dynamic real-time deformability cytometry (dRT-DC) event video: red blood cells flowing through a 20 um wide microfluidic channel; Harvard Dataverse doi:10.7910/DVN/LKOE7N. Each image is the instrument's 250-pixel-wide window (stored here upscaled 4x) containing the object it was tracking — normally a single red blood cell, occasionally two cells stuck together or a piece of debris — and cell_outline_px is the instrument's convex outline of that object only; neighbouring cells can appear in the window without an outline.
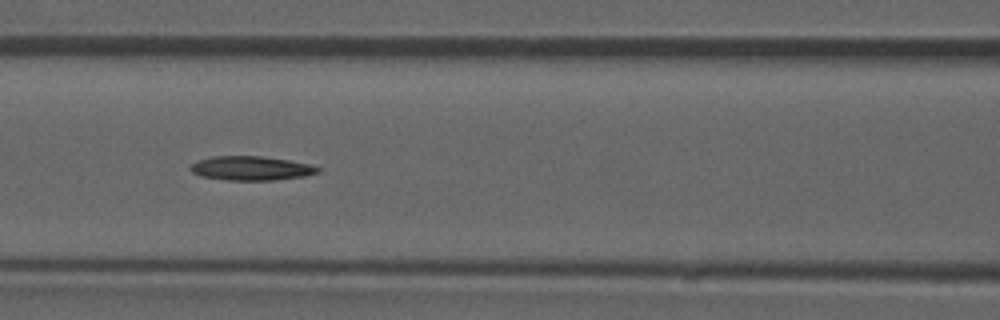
{"species": "common noctule bat (a hibernating species)", "species_latin": "Nyctalus noctula", "temperature_condition": "room temperature", "stored_images_in_passage": 44, "camera_frame_rate_fps": 3000, "um_per_image_px": 0.085, "animal": {"sex": "male", "forearm_length_mm": 52.5}, "frame": {"image": 1, "passage_image": 13, "time_ms": 4.0, "image_size_px": [1000, 320], "cell_outline_px": [[320, 172], [304, 176], [272, 180], [228, 180], [200, 176], [192, 172], [188, 168], [196, 160], [212, 156], [260, 156], [288, 160], [308, 164], [320, 168]], "centroid_in_image_um": [21.29, 14.3], "position_along_channel_um": 145.3, "area_um2": 17.86}}